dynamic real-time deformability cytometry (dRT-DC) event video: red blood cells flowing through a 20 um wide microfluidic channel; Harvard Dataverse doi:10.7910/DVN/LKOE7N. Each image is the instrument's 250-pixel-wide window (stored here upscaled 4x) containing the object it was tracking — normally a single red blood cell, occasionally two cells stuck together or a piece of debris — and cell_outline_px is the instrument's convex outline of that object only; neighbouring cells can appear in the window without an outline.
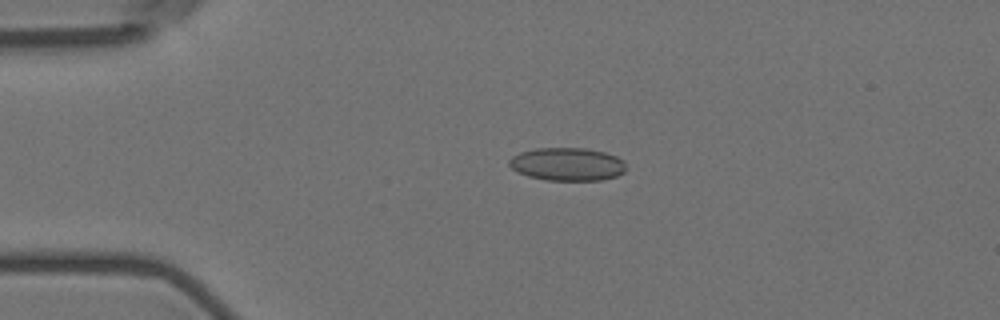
{"species": "Egyptian fruit bat (a non-hibernating species)", "species_latin": "Rousettus aegyptiacus", "temperature_condition": "room temperature", "stored_images_in_passage": 3, "camera_frame_rate_fps": 3000, "um_per_image_px": 0.085, "animal": {"sex": "female"}, "frame": {"image": 1, "passage_image": 2, "time_ms": 2.0, "image_size_px": [1000, 320], "cell_outline_px": [[628, 168], [624, 172], [616, 176], [600, 180], [548, 180], [528, 176], [512, 168], [508, 164], [508, 160], [512, 156], [520, 152], [536, 148], [584, 148], [604, 152], [616, 156], [624, 160]], "centroid_in_image_um": [48.25, 13.95], "position_along_channel_um": 36.8, "area_um2": 22.54}}